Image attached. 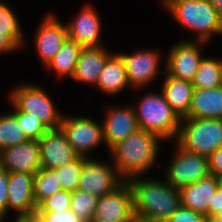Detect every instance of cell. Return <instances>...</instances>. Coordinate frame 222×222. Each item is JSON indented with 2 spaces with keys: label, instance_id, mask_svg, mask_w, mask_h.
Listing matches in <instances>:
<instances>
[{
  "label": "cell",
  "instance_id": "15",
  "mask_svg": "<svg viewBox=\"0 0 222 222\" xmlns=\"http://www.w3.org/2000/svg\"><path fill=\"white\" fill-rule=\"evenodd\" d=\"M38 142L43 169H58L79 157L60 128L49 129Z\"/></svg>",
  "mask_w": 222,
  "mask_h": 222
},
{
  "label": "cell",
  "instance_id": "3",
  "mask_svg": "<svg viewBox=\"0 0 222 222\" xmlns=\"http://www.w3.org/2000/svg\"><path fill=\"white\" fill-rule=\"evenodd\" d=\"M161 6L183 28L196 33V41L208 43L213 35H222V17L210 0H167Z\"/></svg>",
  "mask_w": 222,
  "mask_h": 222
},
{
  "label": "cell",
  "instance_id": "14",
  "mask_svg": "<svg viewBox=\"0 0 222 222\" xmlns=\"http://www.w3.org/2000/svg\"><path fill=\"white\" fill-rule=\"evenodd\" d=\"M0 167L8 174L30 173L35 175L42 168L38 140H29L1 150Z\"/></svg>",
  "mask_w": 222,
  "mask_h": 222
},
{
  "label": "cell",
  "instance_id": "43",
  "mask_svg": "<svg viewBox=\"0 0 222 222\" xmlns=\"http://www.w3.org/2000/svg\"><path fill=\"white\" fill-rule=\"evenodd\" d=\"M87 222H104V221H102V220H97V219L93 218V219H91V220H89V221H87Z\"/></svg>",
  "mask_w": 222,
  "mask_h": 222
},
{
  "label": "cell",
  "instance_id": "26",
  "mask_svg": "<svg viewBox=\"0 0 222 222\" xmlns=\"http://www.w3.org/2000/svg\"><path fill=\"white\" fill-rule=\"evenodd\" d=\"M191 83L194 89L220 87V59L203 57Z\"/></svg>",
  "mask_w": 222,
  "mask_h": 222
},
{
  "label": "cell",
  "instance_id": "8",
  "mask_svg": "<svg viewBox=\"0 0 222 222\" xmlns=\"http://www.w3.org/2000/svg\"><path fill=\"white\" fill-rule=\"evenodd\" d=\"M60 129L79 156L91 157L89 153L92 150L102 143L105 144L102 124L91 118L63 115Z\"/></svg>",
  "mask_w": 222,
  "mask_h": 222
},
{
  "label": "cell",
  "instance_id": "19",
  "mask_svg": "<svg viewBox=\"0 0 222 222\" xmlns=\"http://www.w3.org/2000/svg\"><path fill=\"white\" fill-rule=\"evenodd\" d=\"M220 185V178L209 174L206 177L180 189L181 206L208 217V209Z\"/></svg>",
  "mask_w": 222,
  "mask_h": 222
},
{
  "label": "cell",
  "instance_id": "24",
  "mask_svg": "<svg viewBox=\"0 0 222 222\" xmlns=\"http://www.w3.org/2000/svg\"><path fill=\"white\" fill-rule=\"evenodd\" d=\"M81 50L82 47L76 41L67 38L46 68L53 69L58 78H72Z\"/></svg>",
  "mask_w": 222,
  "mask_h": 222
},
{
  "label": "cell",
  "instance_id": "34",
  "mask_svg": "<svg viewBox=\"0 0 222 222\" xmlns=\"http://www.w3.org/2000/svg\"><path fill=\"white\" fill-rule=\"evenodd\" d=\"M206 219L205 215L180 206L166 222H206Z\"/></svg>",
  "mask_w": 222,
  "mask_h": 222
},
{
  "label": "cell",
  "instance_id": "23",
  "mask_svg": "<svg viewBox=\"0 0 222 222\" xmlns=\"http://www.w3.org/2000/svg\"><path fill=\"white\" fill-rule=\"evenodd\" d=\"M99 91L110 95H117L126 88H131L124 67L123 60L117 53H113L106 61L96 84Z\"/></svg>",
  "mask_w": 222,
  "mask_h": 222
},
{
  "label": "cell",
  "instance_id": "4",
  "mask_svg": "<svg viewBox=\"0 0 222 222\" xmlns=\"http://www.w3.org/2000/svg\"><path fill=\"white\" fill-rule=\"evenodd\" d=\"M139 129L151 132L162 140H176L181 118L171 108L162 91L148 93L133 106Z\"/></svg>",
  "mask_w": 222,
  "mask_h": 222
},
{
  "label": "cell",
  "instance_id": "28",
  "mask_svg": "<svg viewBox=\"0 0 222 222\" xmlns=\"http://www.w3.org/2000/svg\"><path fill=\"white\" fill-rule=\"evenodd\" d=\"M29 140L12 113L0 114V151Z\"/></svg>",
  "mask_w": 222,
  "mask_h": 222
},
{
  "label": "cell",
  "instance_id": "35",
  "mask_svg": "<svg viewBox=\"0 0 222 222\" xmlns=\"http://www.w3.org/2000/svg\"><path fill=\"white\" fill-rule=\"evenodd\" d=\"M8 173L0 167V220L6 219L8 197Z\"/></svg>",
  "mask_w": 222,
  "mask_h": 222
},
{
  "label": "cell",
  "instance_id": "38",
  "mask_svg": "<svg viewBox=\"0 0 222 222\" xmlns=\"http://www.w3.org/2000/svg\"><path fill=\"white\" fill-rule=\"evenodd\" d=\"M19 48L7 37L4 32H0V54L17 51Z\"/></svg>",
  "mask_w": 222,
  "mask_h": 222
},
{
  "label": "cell",
  "instance_id": "42",
  "mask_svg": "<svg viewBox=\"0 0 222 222\" xmlns=\"http://www.w3.org/2000/svg\"><path fill=\"white\" fill-rule=\"evenodd\" d=\"M220 87H222V59L220 58Z\"/></svg>",
  "mask_w": 222,
  "mask_h": 222
},
{
  "label": "cell",
  "instance_id": "6",
  "mask_svg": "<svg viewBox=\"0 0 222 222\" xmlns=\"http://www.w3.org/2000/svg\"><path fill=\"white\" fill-rule=\"evenodd\" d=\"M9 100L20 111L40 120L48 129L60 128L63 113L56 108L54 100L41 86L22 83L11 90Z\"/></svg>",
  "mask_w": 222,
  "mask_h": 222
},
{
  "label": "cell",
  "instance_id": "10",
  "mask_svg": "<svg viewBox=\"0 0 222 222\" xmlns=\"http://www.w3.org/2000/svg\"><path fill=\"white\" fill-rule=\"evenodd\" d=\"M123 60L126 77L131 88L141 89L150 85L158 75H164L160 71L161 58L155 50H138L134 53H117Z\"/></svg>",
  "mask_w": 222,
  "mask_h": 222
},
{
  "label": "cell",
  "instance_id": "46",
  "mask_svg": "<svg viewBox=\"0 0 222 222\" xmlns=\"http://www.w3.org/2000/svg\"><path fill=\"white\" fill-rule=\"evenodd\" d=\"M167 0H160V2H161V5L164 3V2H166Z\"/></svg>",
  "mask_w": 222,
  "mask_h": 222
},
{
  "label": "cell",
  "instance_id": "47",
  "mask_svg": "<svg viewBox=\"0 0 222 222\" xmlns=\"http://www.w3.org/2000/svg\"><path fill=\"white\" fill-rule=\"evenodd\" d=\"M220 184L222 185V176L220 177Z\"/></svg>",
  "mask_w": 222,
  "mask_h": 222
},
{
  "label": "cell",
  "instance_id": "2",
  "mask_svg": "<svg viewBox=\"0 0 222 222\" xmlns=\"http://www.w3.org/2000/svg\"><path fill=\"white\" fill-rule=\"evenodd\" d=\"M161 140L151 132L138 129L109 151L111 162L124 181L143 177L156 165Z\"/></svg>",
  "mask_w": 222,
  "mask_h": 222
},
{
  "label": "cell",
  "instance_id": "31",
  "mask_svg": "<svg viewBox=\"0 0 222 222\" xmlns=\"http://www.w3.org/2000/svg\"><path fill=\"white\" fill-rule=\"evenodd\" d=\"M13 107L11 112L17 119L18 123L24 130L26 136L30 140H39L49 129L33 115L20 111L12 102Z\"/></svg>",
  "mask_w": 222,
  "mask_h": 222
},
{
  "label": "cell",
  "instance_id": "33",
  "mask_svg": "<svg viewBox=\"0 0 222 222\" xmlns=\"http://www.w3.org/2000/svg\"><path fill=\"white\" fill-rule=\"evenodd\" d=\"M35 217L41 222H84L73 211L36 212Z\"/></svg>",
  "mask_w": 222,
  "mask_h": 222
},
{
  "label": "cell",
  "instance_id": "7",
  "mask_svg": "<svg viewBox=\"0 0 222 222\" xmlns=\"http://www.w3.org/2000/svg\"><path fill=\"white\" fill-rule=\"evenodd\" d=\"M175 147L163 179L168 185L180 190L210 174L208 157L189 152L177 143Z\"/></svg>",
  "mask_w": 222,
  "mask_h": 222
},
{
  "label": "cell",
  "instance_id": "44",
  "mask_svg": "<svg viewBox=\"0 0 222 222\" xmlns=\"http://www.w3.org/2000/svg\"><path fill=\"white\" fill-rule=\"evenodd\" d=\"M215 217H218V218H221V219H222V209H221L220 212H218V214H217Z\"/></svg>",
  "mask_w": 222,
  "mask_h": 222
},
{
  "label": "cell",
  "instance_id": "36",
  "mask_svg": "<svg viewBox=\"0 0 222 222\" xmlns=\"http://www.w3.org/2000/svg\"><path fill=\"white\" fill-rule=\"evenodd\" d=\"M210 174L220 178L222 176V147L208 157Z\"/></svg>",
  "mask_w": 222,
  "mask_h": 222
},
{
  "label": "cell",
  "instance_id": "30",
  "mask_svg": "<svg viewBox=\"0 0 222 222\" xmlns=\"http://www.w3.org/2000/svg\"><path fill=\"white\" fill-rule=\"evenodd\" d=\"M83 166L84 157L79 156L75 161L56 169L62 190L71 192L77 190Z\"/></svg>",
  "mask_w": 222,
  "mask_h": 222
},
{
  "label": "cell",
  "instance_id": "9",
  "mask_svg": "<svg viewBox=\"0 0 222 222\" xmlns=\"http://www.w3.org/2000/svg\"><path fill=\"white\" fill-rule=\"evenodd\" d=\"M123 182L114 164L84 157L77 189L101 197L113 192Z\"/></svg>",
  "mask_w": 222,
  "mask_h": 222
},
{
  "label": "cell",
  "instance_id": "20",
  "mask_svg": "<svg viewBox=\"0 0 222 222\" xmlns=\"http://www.w3.org/2000/svg\"><path fill=\"white\" fill-rule=\"evenodd\" d=\"M103 46L82 48L80 51L72 80L90 86L97 84L99 74L102 72L107 59L112 55Z\"/></svg>",
  "mask_w": 222,
  "mask_h": 222
},
{
  "label": "cell",
  "instance_id": "22",
  "mask_svg": "<svg viewBox=\"0 0 222 222\" xmlns=\"http://www.w3.org/2000/svg\"><path fill=\"white\" fill-rule=\"evenodd\" d=\"M164 76L161 91L179 117L185 118L191 106L194 87L190 81L173 78L166 72Z\"/></svg>",
  "mask_w": 222,
  "mask_h": 222
},
{
  "label": "cell",
  "instance_id": "1",
  "mask_svg": "<svg viewBox=\"0 0 222 222\" xmlns=\"http://www.w3.org/2000/svg\"><path fill=\"white\" fill-rule=\"evenodd\" d=\"M133 194L135 218L145 222H166L181 206L180 190L160 179L140 176L127 181Z\"/></svg>",
  "mask_w": 222,
  "mask_h": 222
},
{
  "label": "cell",
  "instance_id": "21",
  "mask_svg": "<svg viewBox=\"0 0 222 222\" xmlns=\"http://www.w3.org/2000/svg\"><path fill=\"white\" fill-rule=\"evenodd\" d=\"M185 118L222 119V87L194 89Z\"/></svg>",
  "mask_w": 222,
  "mask_h": 222
},
{
  "label": "cell",
  "instance_id": "32",
  "mask_svg": "<svg viewBox=\"0 0 222 222\" xmlns=\"http://www.w3.org/2000/svg\"><path fill=\"white\" fill-rule=\"evenodd\" d=\"M72 192L61 190L45 199L36 212H63L71 208Z\"/></svg>",
  "mask_w": 222,
  "mask_h": 222
},
{
  "label": "cell",
  "instance_id": "29",
  "mask_svg": "<svg viewBox=\"0 0 222 222\" xmlns=\"http://www.w3.org/2000/svg\"><path fill=\"white\" fill-rule=\"evenodd\" d=\"M98 199V196L77 189L72 192L70 210L81 220L87 222L94 218Z\"/></svg>",
  "mask_w": 222,
  "mask_h": 222
},
{
  "label": "cell",
  "instance_id": "41",
  "mask_svg": "<svg viewBox=\"0 0 222 222\" xmlns=\"http://www.w3.org/2000/svg\"><path fill=\"white\" fill-rule=\"evenodd\" d=\"M206 222H222V219L215 216L207 217Z\"/></svg>",
  "mask_w": 222,
  "mask_h": 222
},
{
  "label": "cell",
  "instance_id": "11",
  "mask_svg": "<svg viewBox=\"0 0 222 222\" xmlns=\"http://www.w3.org/2000/svg\"><path fill=\"white\" fill-rule=\"evenodd\" d=\"M203 41L182 40L173 45L167 55L165 72L173 78L192 82L200 65Z\"/></svg>",
  "mask_w": 222,
  "mask_h": 222
},
{
  "label": "cell",
  "instance_id": "27",
  "mask_svg": "<svg viewBox=\"0 0 222 222\" xmlns=\"http://www.w3.org/2000/svg\"><path fill=\"white\" fill-rule=\"evenodd\" d=\"M0 32H4L19 50L24 48L25 37L16 12L2 0L0 1Z\"/></svg>",
  "mask_w": 222,
  "mask_h": 222
},
{
  "label": "cell",
  "instance_id": "18",
  "mask_svg": "<svg viewBox=\"0 0 222 222\" xmlns=\"http://www.w3.org/2000/svg\"><path fill=\"white\" fill-rule=\"evenodd\" d=\"M93 7L84 6L72 21L66 23L68 38L76 41L82 48L103 47L99 41L102 24Z\"/></svg>",
  "mask_w": 222,
  "mask_h": 222
},
{
  "label": "cell",
  "instance_id": "13",
  "mask_svg": "<svg viewBox=\"0 0 222 222\" xmlns=\"http://www.w3.org/2000/svg\"><path fill=\"white\" fill-rule=\"evenodd\" d=\"M7 192V215L12 209L17 213L14 220H20L36 215L38 207L34 201L33 174H8Z\"/></svg>",
  "mask_w": 222,
  "mask_h": 222
},
{
  "label": "cell",
  "instance_id": "16",
  "mask_svg": "<svg viewBox=\"0 0 222 222\" xmlns=\"http://www.w3.org/2000/svg\"><path fill=\"white\" fill-rule=\"evenodd\" d=\"M38 25L35 36V48L39 59L45 67L61 49L62 44L68 38L66 24L54 14L46 15Z\"/></svg>",
  "mask_w": 222,
  "mask_h": 222
},
{
  "label": "cell",
  "instance_id": "17",
  "mask_svg": "<svg viewBox=\"0 0 222 222\" xmlns=\"http://www.w3.org/2000/svg\"><path fill=\"white\" fill-rule=\"evenodd\" d=\"M118 107H108L102 122L104 142L109 151L139 129L133 105Z\"/></svg>",
  "mask_w": 222,
  "mask_h": 222
},
{
  "label": "cell",
  "instance_id": "45",
  "mask_svg": "<svg viewBox=\"0 0 222 222\" xmlns=\"http://www.w3.org/2000/svg\"><path fill=\"white\" fill-rule=\"evenodd\" d=\"M132 222H145V221H143V220H139V219H134Z\"/></svg>",
  "mask_w": 222,
  "mask_h": 222
},
{
  "label": "cell",
  "instance_id": "39",
  "mask_svg": "<svg viewBox=\"0 0 222 222\" xmlns=\"http://www.w3.org/2000/svg\"><path fill=\"white\" fill-rule=\"evenodd\" d=\"M210 2L218 14L222 17V0H210Z\"/></svg>",
  "mask_w": 222,
  "mask_h": 222
},
{
  "label": "cell",
  "instance_id": "5",
  "mask_svg": "<svg viewBox=\"0 0 222 222\" xmlns=\"http://www.w3.org/2000/svg\"><path fill=\"white\" fill-rule=\"evenodd\" d=\"M174 143L189 152L209 157L222 147V119L182 118Z\"/></svg>",
  "mask_w": 222,
  "mask_h": 222
},
{
  "label": "cell",
  "instance_id": "25",
  "mask_svg": "<svg viewBox=\"0 0 222 222\" xmlns=\"http://www.w3.org/2000/svg\"><path fill=\"white\" fill-rule=\"evenodd\" d=\"M62 190L56 169L41 168L34 175V201L37 207L48 197Z\"/></svg>",
  "mask_w": 222,
  "mask_h": 222
},
{
  "label": "cell",
  "instance_id": "37",
  "mask_svg": "<svg viewBox=\"0 0 222 222\" xmlns=\"http://www.w3.org/2000/svg\"><path fill=\"white\" fill-rule=\"evenodd\" d=\"M222 209V185L220 184L210 202L208 209V217H213L218 214Z\"/></svg>",
  "mask_w": 222,
  "mask_h": 222
},
{
  "label": "cell",
  "instance_id": "40",
  "mask_svg": "<svg viewBox=\"0 0 222 222\" xmlns=\"http://www.w3.org/2000/svg\"><path fill=\"white\" fill-rule=\"evenodd\" d=\"M18 222H41L39 219H37L35 216L23 218L20 220H17Z\"/></svg>",
  "mask_w": 222,
  "mask_h": 222
},
{
  "label": "cell",
  "instance_id": "12",
  "mask_svg": "<svg viewBox=\"0 0 222 222\" xmlns=\"http://www.w3.org/2000/svg\"><path fill=\"white\" fill-rule=\"evenodd\" d=\"M94 218L104 222H132L135 219L133 194L127 181L99 197Z\"/></svg>",
  "mask_w": 222,
  "mask_h": 222
}]
</instances>
